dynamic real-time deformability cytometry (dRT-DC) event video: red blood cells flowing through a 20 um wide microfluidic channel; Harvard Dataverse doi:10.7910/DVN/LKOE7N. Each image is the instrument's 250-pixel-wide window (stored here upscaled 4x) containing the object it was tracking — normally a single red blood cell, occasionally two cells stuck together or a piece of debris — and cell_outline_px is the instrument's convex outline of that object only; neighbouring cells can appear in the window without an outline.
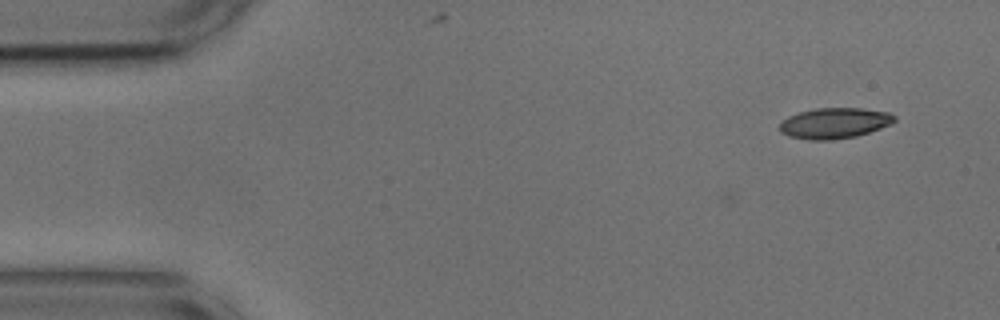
{"species": "common noctule bat (a hibernating species)", "species_latin": "Nyctalus noctula", "temperature_condition": "cold", "stored_images_in_passage": 46, "camera_frame_rate_fps": 3000, "um_per_image_px": 0.085, "animal": {"sex": "male", "body_mass_g": 17.9, "forearm_length_mm": 54.2}, "frame": {"image": 1, "passage_image": 1, "time_ms": 0.0, "image_size_px": [1000, 320], "cell_outline_px": [[896, 120], [892, 124], [856, 136], [832, 140], [808, 140], [788, 136], [780, 132], [780, 124], [788, 116], [800, 112], [816, 108], [860, 108], [888, 112], [896, 116]], "centroid_in_image_um": [70.94, 10.47], "position_along_channel_um": 14.1, "area_um2": 20.52}}
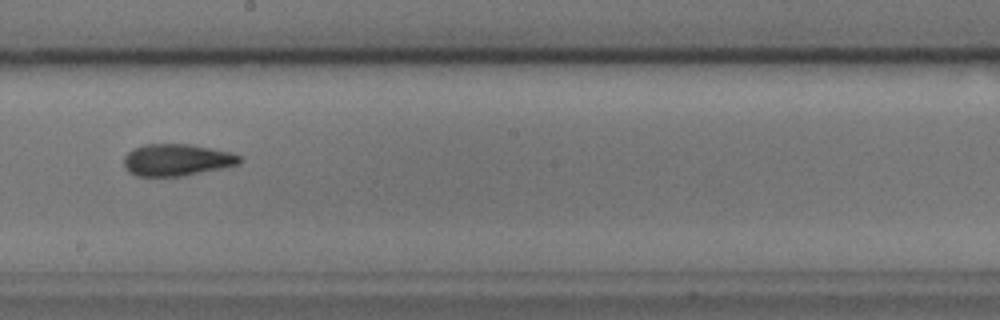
{"frame": {"image": 2, "passage_image": 27, "time_ms": 8.667, "image_size_px": [1000, 320], "cell_outline_px": [[240, 164], [184, 176], [136, 176], [128, 172], [124, 168], [124, 156], [132, 148], [144, 144], [188, 144], [232, 152], [240, 156]], "centroid_in_image_um": [14.99, 13.59], "position_along_channel_um": 233.2, "area_um2": 21.62}}
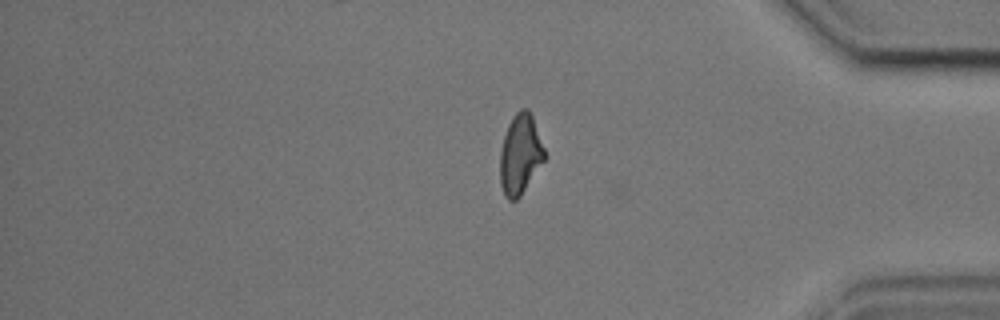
{"frame": {"image": 3, "passage_image": 42, "time_ms": 13.667, "image_size_px": [1000, 320], "cell_outline_px": [[548, 156], [520, 196], [516, 200], [508, 200], [504, 196], [500, 184], [500, 152], [504, 136], [508, 124], [512, 116], [520, 108], [528, 108], [532, 116]], "centroid_in_image_um": [44.23, 13.12], "position_along_channel_um": 391.0, "area_um2": 21.04}, "authors_computed_cell_mechanics": {"area_um2": 21.0681, "velocity_mm_per_s": 3.6527, "shape_relaxation_time_tau1_ms": 6.5546, "shape_relaxation_time_tau2_ms": 1.9112, "deformation_change_tau1": 0.1806, "deformation_change_tau2": 0.0805}}